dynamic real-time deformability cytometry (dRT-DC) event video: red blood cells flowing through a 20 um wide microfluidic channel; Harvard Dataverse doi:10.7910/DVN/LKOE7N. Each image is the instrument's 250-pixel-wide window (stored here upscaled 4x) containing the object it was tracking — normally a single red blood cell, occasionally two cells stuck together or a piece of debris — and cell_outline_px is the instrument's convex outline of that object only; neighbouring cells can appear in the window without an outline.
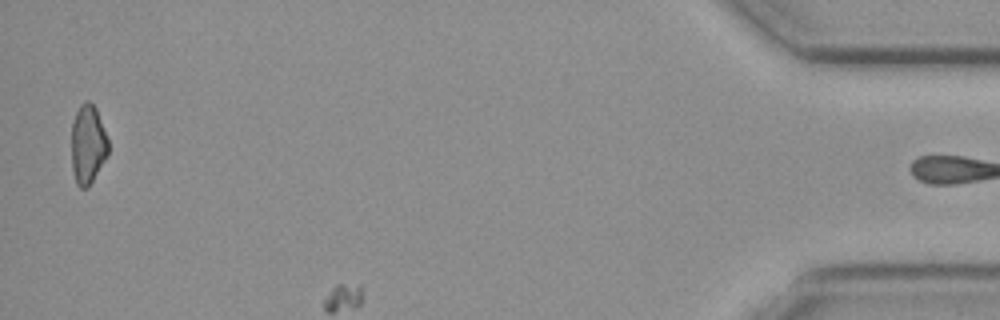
{"species": "common noctule bat (a hibernating species)", "species_latin": "Nyctalus noctula", "temperature_condition": "cold", "stored_images_in_passage": 43, "camera_frame_rate_fps": 3000, "um_per_image_px": 0.085, "animal": {"sex": "female", "body_mass_g": 19.3, "forearm_length_mm": 54.1}, "frame": {"image": 1, "passage_image": 42, "time_ms": 13.667, "image_size_px": [1000, 320], "cell_outline_px": [[108, 152], [104, 160], [88, 188], [80, 188], [76, 184], [72, 168], [72, 124], [76, 112], [80, 104], [84, 100], [88, 100], [96, 108], [108, 140]], "centroid_in_image_um": [7.45, 12.26], "position_along_channel_um": 427.7, "area_um2": 16.82}}